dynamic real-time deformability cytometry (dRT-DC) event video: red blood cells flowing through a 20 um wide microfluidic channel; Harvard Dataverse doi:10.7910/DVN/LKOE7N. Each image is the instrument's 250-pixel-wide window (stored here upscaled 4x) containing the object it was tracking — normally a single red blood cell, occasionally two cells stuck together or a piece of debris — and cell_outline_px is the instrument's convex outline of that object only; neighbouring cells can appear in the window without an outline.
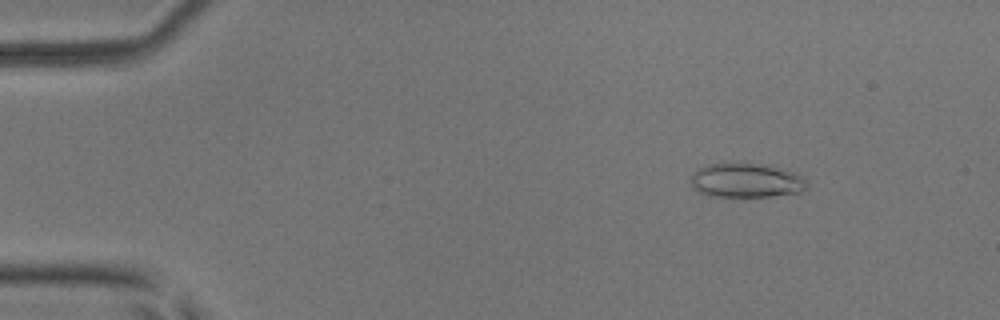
{"species": "common noctule bat (a hibernating species)", "species_latin": "Nyctalus noctula", "temperature_condition": "room temperature", "stored_images_in_passage": 54, "camera_frame_rate_fps": 3000, "um_per_image_px": 0.085, "animal": {"sex": "male", "body_mass_g": 17.9, "forearm_length_mm": 54.2}, "frame": {"image": 1, "passage_image": 7, "time_ms": 2.0, "image_size_px": [1000, 320], "cell_outline_px": [[808, 188], [800, 192], [768, 196], [712, 196], [700, 192], [692, 184], [692, 176], [696, 168], [708, 164], [740, 160], [744, 160], [772, 164], [784, 168], [804, 176], [808, 184]], "centroid_in_image_um": [63.49, 15.26], "position_along_channel_um": 21.5, "area_um2": 24.16}}
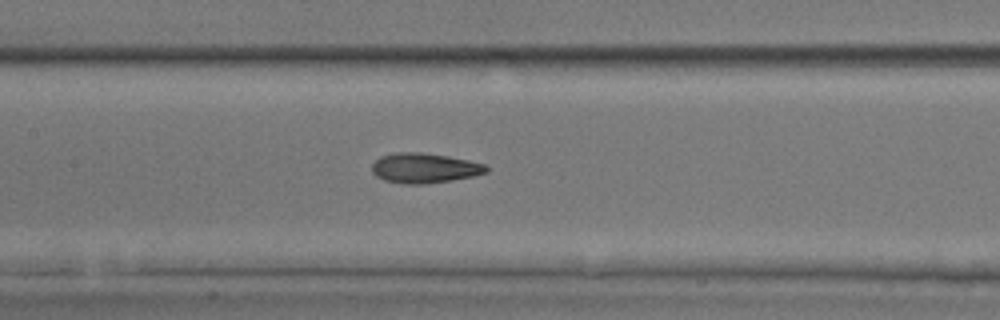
{"frame": {"image": 2, "passage_image": 26, "time_ms": 8.333, "image_size_px": [1000, 320], "cell_outline_px": [[488, 172], [472, 176], [452, 180], [424, 184], [404, 184], [384, 180], [376, 176], [372, 172], [372, 164], [380, 156], [396, 152], [420, 152], [448, 156], [468, 160], [484, 164], [488, 168]], "centroid_in_image_um": [36.05, 14.28], "position_along_channel_um": 171.3, "area_um2": 19.94}}
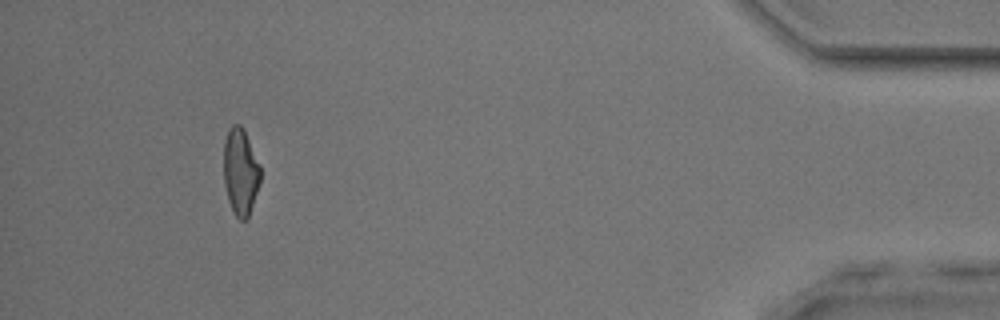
{"frame": {"image": 3, "passage_image": 50, "time_ms": 16.333, "image_size_px": [1000, 320], "cell_outline_px": [[260, 180], [248, 220], [240, 220], [236, 216], [228, 200], [224, 184], [224, 140], [228, 128], [232, 124], [240, 124], [244, 128], [260, 164]], "centroid_in_image_um": [20.44, 14.56], "position_along_channel_um": 414.8, "area_um2": 18.73}, "authors_computed_cell_mechanics": {"area_um2": 19.5364, "velocity_mm_per_s": 3.8449, "shape_relaxation_time_tau1_ms": 3.0759, "shape_relaxation_time_tau2_ms": 2.3482, "deformation_change_tau1": 0.1518, "deformation_change_tau2": 0.1149}}